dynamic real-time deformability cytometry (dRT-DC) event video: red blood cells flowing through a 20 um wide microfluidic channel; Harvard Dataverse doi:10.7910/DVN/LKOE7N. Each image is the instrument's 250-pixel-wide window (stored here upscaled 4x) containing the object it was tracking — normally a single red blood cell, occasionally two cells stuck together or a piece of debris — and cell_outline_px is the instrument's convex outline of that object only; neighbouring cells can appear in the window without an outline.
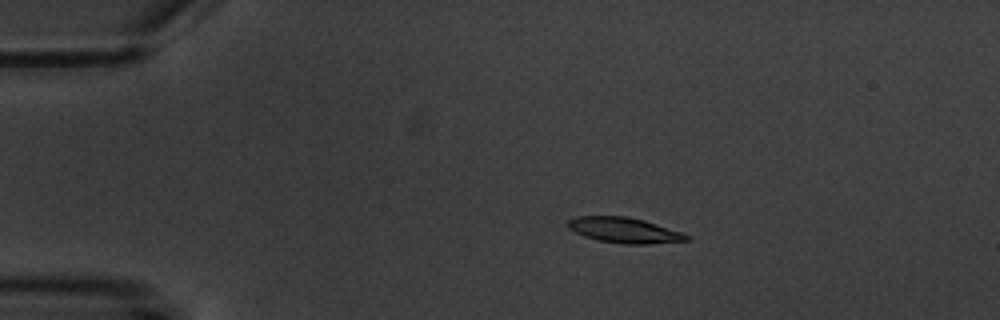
{"species": "common noctule bat (a hibernating species)", "species_latin": "Nyctalus noctula", "temperature_condition": "warm", "stored_images_in_passage": 6, "camera_frame_rate_fps": 3000, "um_per_image_px": 0.085, "animal": {"sex": "male", "body_mass_g": 20.1, "forearm_length_mm": 53.5}, "frame": {"image": 1, "passage_image": 3, "time_ms": 2.333, "image_size_px": [1000, 320], "cell_outline_px": [[688, 240], [648, 244], [624, 244], [596, 240], [584, 236], [568, 228], [568, 220], [576, 216], [624, 216], [644, 220], [680, 232], [688, 236]], "centroid_in_image_um": [53.0, 19.57], "position_along_channel_um": 32.0, "area_um2": 17.34}}
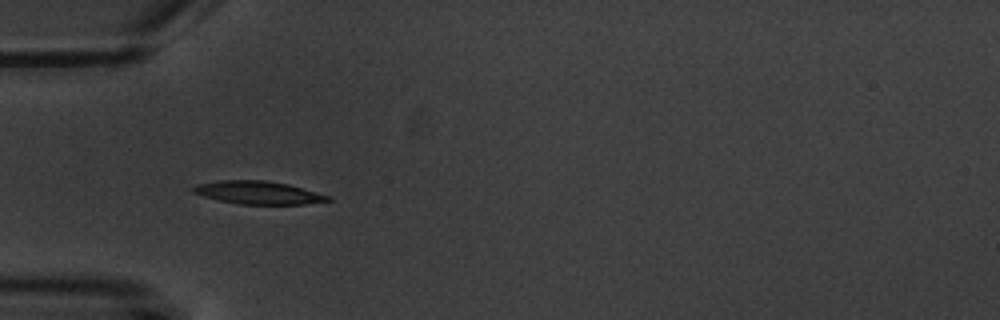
{"frame": {"image": 2, "passage_image": 5, "time_ms": 4.667, "image_size_px": [1000, 320], "cell_outline_px": [[332, 200], [304, 204], [240, 204], [220, 200], [204, 196], [192, 192], [192, 188], [196, 184], [220, 180], [264, 180], [288, 184], [332, 196]], "centroid_in_image_um": [21.97, 16.37], "position_along_channel_um": 63.0, "area_um2": 17.98}}